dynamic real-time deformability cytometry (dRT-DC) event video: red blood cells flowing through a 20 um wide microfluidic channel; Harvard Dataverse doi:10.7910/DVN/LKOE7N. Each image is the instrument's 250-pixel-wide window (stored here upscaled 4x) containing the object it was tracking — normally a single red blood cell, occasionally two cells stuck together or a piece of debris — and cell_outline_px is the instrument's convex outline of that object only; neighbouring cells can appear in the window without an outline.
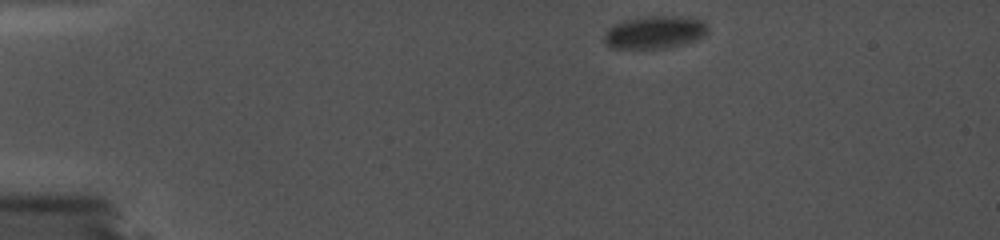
{"species": "common noctule bat (a hibernating species)", "species_latin": "Nyctalus noctula", "temperature_condition": "cold", "stored_images_in_passage": 42, "camera_frame_rate_fps": 5000, "um_per_image_px": 0.085, "animal": {"sex": "female", "body_mass_g": 19.0, "forearm_length_mm": 56.7}, "frame": {"image": 1, "passage_image": 2, "time_ms": 0.2, "image_size_px": [1000, 240], "cell_outline_px": [[708, 32], [704, 36], [668, 48], [612, 48], [604, 44], [604, 32], [612, 24], [624, 20], [648, 16], [680, 16], [704, 20], [708, 28]], "centroid_in_image_um": [55.61, 2.73], "position_along_channel_um": 29.4, "area_um2": 19.83}}
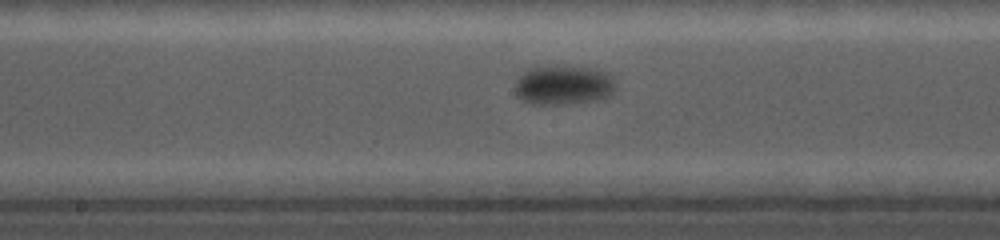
{"frame": {"image": 2, "passage_image": 24, "time_ms": 4.6, "image_size_px": [1000, 240], "cell_outline_px": [[616, 84], [612, 92], [608, 96], [600, 100], [572, 104], [532, 104], [516, 96], [516, 80], [528, 68], [588, 68], [608, 72]], "centroid_in_image_um": [47.92, 7.28], "position_along_channel_um": 200.3, "area_um2": 22.66}}
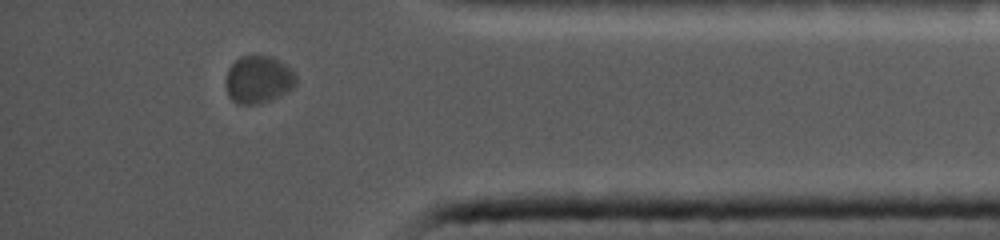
{"frame": {"image": 3, "passage_image": 38, "time_ms": 7.4, "image_size_px": [1000, 240], "cell_outline_px": [[296, 84], [288, 92], [280, 96], [256, 104], [236, 104], [228, 96], [224, 84], [224, 80], [228, 68], [240, 56], [272, 56], [280, 60], [296, 76]], "centroid_in_image_um": [21.92, 6.77], "position_along_channel_um": 413.3, "area_um2": 19.59}}